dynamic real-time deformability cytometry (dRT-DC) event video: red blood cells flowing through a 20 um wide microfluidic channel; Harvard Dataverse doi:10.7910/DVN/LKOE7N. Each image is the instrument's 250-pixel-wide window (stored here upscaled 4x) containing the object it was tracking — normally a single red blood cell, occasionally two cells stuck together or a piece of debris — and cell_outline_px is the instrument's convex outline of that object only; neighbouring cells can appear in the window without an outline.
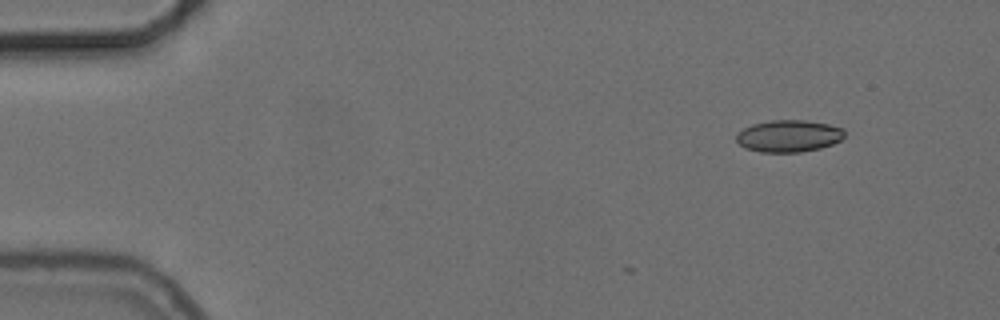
{"species": "common noctule bat (a hibernating species)", "species_latin": "Nyctalus noctula", "temperature_condition": "cold", "stored_images_in_passage": 5, "camera_frame_rate_fps": 3000, "um_per_image_px": 0.085, "animal": {"sex": "female", "body_mass_g": 24.6, "forearm_length_mm": 56.2}, "frame": {"image": 1, "passage_image": 1, "time_ms": 0.0, "image_size_px": [1000, 320], "cell_outline_px": [[844, 136], [840, 140], [832, 144], [820, 148], [800, 152], [760, 152], [744, 148], [736, 140], [736, 132], [752, 124], [772, 120], [804, 120], [828, 124], [844, 128]], "centroid_in_image_um": [67.02, 11.56], "position_along_channel_um": 18.0, "area_um2": 20.23}}